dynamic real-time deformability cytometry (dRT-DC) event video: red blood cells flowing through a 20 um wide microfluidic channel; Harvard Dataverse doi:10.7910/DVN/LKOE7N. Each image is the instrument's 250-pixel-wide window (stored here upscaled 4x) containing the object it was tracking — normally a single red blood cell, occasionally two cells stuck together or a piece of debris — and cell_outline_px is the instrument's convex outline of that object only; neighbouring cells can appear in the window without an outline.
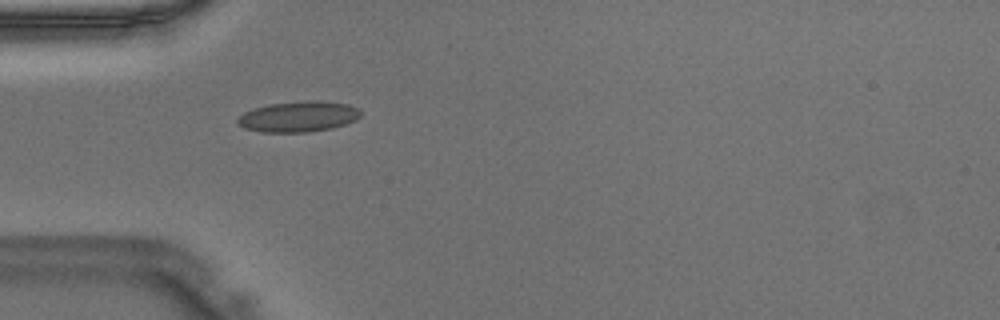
{"species": "Egyptian fruit bat (a non-hibernating species)", "species_latin": "Rousettus aegyptiacus", "temperature_condition": "warm", "stored_images_in_passage": 35, "camera_frame_rate_fps": 3000, "um_per_image_px": 0.085, "animal": {"sex": "male"}, "frame": {"image": 1, "passage_image": 3, "time_ms": 0.667, "image_size_px": [1000, 320], "cell_outline_px": [[364, 112], [356, 120], [332, 128], [308, 132], [260, 132], [244, 128], [236, 124], [236, 120], [244, 112], [268, 104], [308, 100], [348, 104], [360, 108]], "centroid_in_image_um": [25.38, 9.91], "position_along_channel_um": 59.6, "area_um2": 22.08}}
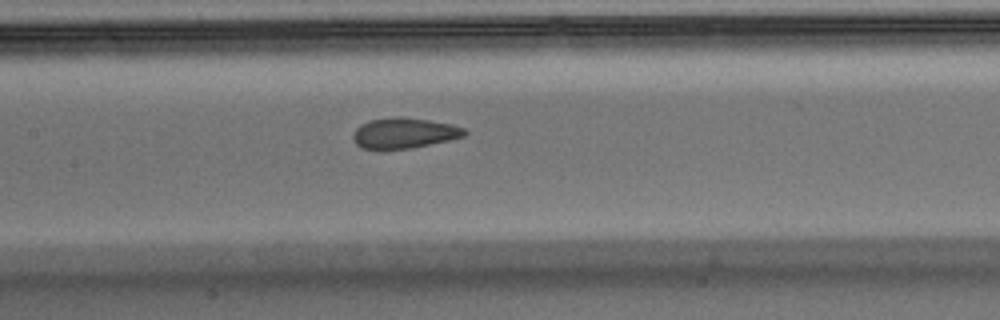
{"frame": {"image": 2, "passage_image": 11, "time_ms": 3.333, "image_size_px": [1000, 320], "cell_outline_px": [[468, 132], [464, 136], [448, 140], [412, 148], [360, 148], [352, 140], [352, 132], [360, 124], [368, 120], [396, 116], [400, 116], [428, 120], [452, 124], [464, 128]], "centroid_in_image_um": [34.32, 11.29], "position_along_channel_um": 173.1, "area_um2": 19.83}}
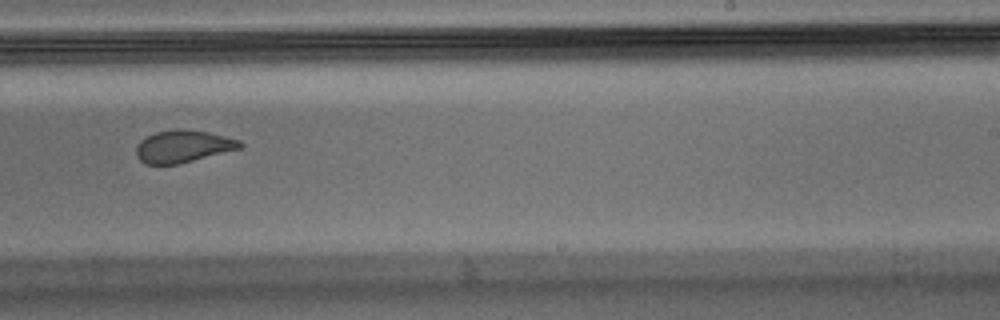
{"frame": {"image": 3, "passage_image": 18, "time_ms": 5.667, "image_size_px": [1000, 320], "cell_outline_px": [[244, 144], [240, 148], [176, 164], [144, 164], [136, 156], [136, 148], [140, 140], [156, 132], [180, 128], [208, 132], [240, 140]], "centroid_in_image_um": [15.53, 12.43], "position_along_channel_um": 273.5, "area_um2": 19.25}}